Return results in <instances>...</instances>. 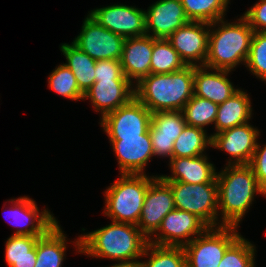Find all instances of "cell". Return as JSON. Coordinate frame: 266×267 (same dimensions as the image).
<instances>
[{"mask_svg":"<svg viewBox=\"0 0 266 267\" xmlns=\"http://www.w3.org/2000/svg\"><path fill=\"white\" fill-rule=\"evenodd\" d=\"M249 166L252 168L260 188L266 193V144L261 146L259 142L257 143Z\"/></svg>","mask_w":266,"mask_h":267,"instance_id":"36","label":"cell"},{"mask_svg":"<svg viewBox=\"0 0 266 267\" xmlns=\"http://www.w3.org/2000/svg\"><path fill=\"white\" fill-rule=\"evenodd\" d=\"M230 0H181L190 21L212 23L223 19Z\"/></svg>","mask_w":266,"mask_h":267,"instance_id":"30","label":"cell"},{"mask_svg":"<svg viewBox=\"0 0 266 267\" xmlns=\"http://www.w3.org/2000/svg\"><path fill=\"white\" fill-rule=\"evenodd\" d=\"M244 123L212 136L211 147L230 155L227 165H249L257 147L260 131Z\"/></svg>","mask_w":266,"mask_h":267,"instance_id":"14","label":"cell"},{"mask_svg":"<svg viewBox=\"0 0 266 267\" xmlns=\"http://www.w3.org/2000/svg\"><path fill=\"white\" fill-rule=\"evenodd\" d=\"M155 178L147 174H120L104 192L103 214L115 222L137 225L149 184Z\"/></svg>","mask_w":266,"mask_h":267,"instance_id":"5","label":"cell"},{"mask_svg":"<svg viewBox=\"0 0 266 267\" xmlns=\"http://www.w3.org/2000/svg\"><path fill=\"white\" fill-rule=\"evenodd\" d=\"M135 97L134 85L129 80H95L84 93L83 99H90L93 109L106 114L128 104Z\"/></svg>","mask_w":266,"mask_h":267,"instance_id":"18","label":"cell"},{"mask_svg":"<svg viewBox=\"0 0 266 267\" xmlns=\"http://www.w3.org/2000/svg\"><path fill=\"white\" fill-rule=\"evenodd\" d=\"M109 141L116 154L120 174H146L145 167L154 157L149 129L140 137Z\"/></svg>","mask_w":266,"mask_h":267,"instance_id":"16","label":"cell"},{"mask_svg":"<svg viewBox=\"0 0 266 267\" xmlns=\"http://www.w3.org/2000/svg\"><path fill=\"white\" fill-rule=\"evenodd\" d=\"M152 112L135 97L126 105L109 112L100 125L109 140H121V137H140L150 126Z\"/></svg>","mask_w":266,"mask_h":267,"instance_id":"9","label":"cell"},{"mask_svg":"<svg viewBox=\"0 0 266 267\" xmlns=\"http://www.w3.org/2000/svg\"><path fill=\"white\" fill-rule=\"evenodd\" d=\"M208 155L179 157L169 160L171 176L159 175L165 182L188 184L217 183L216 167L209 162Z\"/></svg>","mask_w":266,"mask_h":267,"instance_id":"21","label":"cell"},{"mask_svg":"<svg viewBox=\"0 0 266 267\" xmlns=\"http://www.w3.org/2000/svg\"><path fill=\"white\" fill-rule=\"evenodd\" d=\"M145 22L146 35L167 39L190 20L181 0H158L145 10Z\"/></svg>","mask_w":266,"mask_h":267,"instance_id":"17","label":"cell"},{"mask_svg":"<svg viewBox=\"0 0 266 267\" xmlns=\"http://www.w3.org/2000/svg\"><path fill=\"white\" fill-rule=\"evenodd\" d=\"M249 94L242 89L236 91L229 99L218 104L217 116L214 123L216 131L210 134L248 123L252 117V105Z\"/></svg>","mask_w":266,"mask_h":267,"instance_id":"23","label":"cell"},{"mask_svg":"<svg viewBox=\"0 0 266 267\" xmlns=\"http://www.w3.org/2000/svg\"><path fill=\"white\" fill-rule=\"evenodd\" d=\"M208 226L196 215L173 209L162 220L148 242L160 246H185L201 235Z\"/></svg>","mask_w":266,"mask_h":267,"instance_id":"10","label":"cell"},{"mask_svg":"<svg viewBox=\"0 0 266 267\" xmlns=\"http://www.w3.org/2000/svg\"><path fill=\"white\" fill-rule=\"evenodd\" d=\"M60 50L66 58L64 63L74 74L79 89L85 93L95 82V63L87 53L71 42L62 43Z\"/></svg>","mask_w":266,"mask_h":267,"instance_id":"25","label":"cell"},{"mask_svg":"<svg viewBox=\"0 0 266 267\" xmlns=\"http://www.w3.org/2000/svg\"><path fill=\"white\" fill-rule=\"evenodd\" d=\"M256 246L240 235L226 250L218 267H255Z\"/></svg>","mask_w":266,"mask_h":267,"instance_id":"33","label":"cell"},{"mask_svg":"<svg viewBox=\"0 0 266 267\" xmlns=\"http://www.w3.org/2000/svg\"><path fill=\"white\" fill-rule=\"evenodd\" d=\"M142 267H186V257L182 246H160L150 242L145 247Z\"/></svg>","mask_w":266,"mask_h":267,"instance_id":"29","label":"cell"},{"mask_svg":"<svg viewBox=\"0 0 266 267\" xmlns=\"http://www.w3.org/2000/svg\"><path fill=\"white\" fill-rule=\"evenodd\" d=\"M39 237L11 235L5 241V260L9 267H34Z\"/></svg>","mask_w":266,"mask_h":267,"instance_id":"26","label":"cell"},{"mask_svg":"<svg viewBox=\"0 0 266 267\" xmlns=\"http://www.w3.org/2000/svg\"><path fill=\"white\" fill-rule=\"evenodd\" d=\"M167 39L186 66H204L208 55L209 23L190 21Z\"/></svg>","mask_w":266,"mask_h":267,"instance_id":"12","label":"cell"},{"mask_svg":"<svg viewBox=\"0 0 266 267\" xmlns=\"http://www.w3.org/2000/svg\"><path fill=\"white\" fill-rule=\"evenodd\" d=\"M175 209L170 186L158 175L149 184L137 227L149 239L158 230L163 218Z\"/></svg>","mask_w":266,"mask_h":267,"instance_id":"15","label":"cell"},{"mask_svg":"<svg viewBox=\"0 0 266 267\" xmlns=\"http://www.w3.org/2000/svg\"><path fill=\"white\" fill-rule=\"evenodd\" d=\"M72 243L76 253L87 257L130 262L143 258L148 238L137 225L112 221L105 227L81 234Z\"/></svg>","mask_w":266,"mask_h":267,"instance_id":"1","label":"cell"},{"mask_svg":"<svg viewBox=\"0 0 266 267\" xmlns=\"http://www.w3.org/2000/svg\"><path fill=\"white\" fill-rule=\"evenodd\" d=\"M186 121L182 111L152 113L149 133L154 156L173 158V145L180 136Z\"/></svg>","mask_w":266,"mask_h":267,"instance_id":"19","label":"cell"},{"mask_svg":"<svg viewBox=\"0 0 266 267\" xmlns=\"http://www.w3.org/2000/svg\"><path fill=\"white\" fill-rule=\"evenodd\" d=\"M104 28L126 38L146 35L145 10L136 6L113 4L88 13Z\"/></svg>","mask_w":266,"mask_h":267,"instance_id":"11","label":"cell"},{"mask_svg":"<svg viewBox=\"0 0 266 267\" xmlns=\"http://www.w3.org/2000/svg\"><path fill=\"white\" fill-rule=\"evenodd\" d=\"M108 267H142V263L138 259V260L130 261V262H117Z\"/></svg>","mask_w":266,"mask_h":267,"instance_id":"38","label":"cell"},{"mask_svg":"<svg viewBox=\"0 0 266 267\" xmlns=\"http://www.w3.org/2000/svg\"><path fill=\"white\" fill-rule=\"evenodd\" d=\"M63 232L58 221L38 238L34 267H62L68 248L67 237Z\"/></svg>","mask_w":266,"mask_h":267,"instance_id":"24","label":"cell"},{"mask_svg":"<svg viewBox=\"0 0 266 267\" xmlns=\"http://www.w3.org/2000/svg\"><path fill=\"white\" fill-rule=\"evenodd\" d=\"M242 16L254 32H266V0H259Z\"/></svg>","mask_w":266,"mask_h":267,"instance_id":"37","label":"cell"},{"mask_svg":"<svg viewBox=\"0 0 266 267\" xmlns=\"http://www.w3.org/2000/svg\"><path fill=\"white\" fill-rule=\"evenodd\" d=\"M73 44L95 61L121 60L125 38L101 26L89 14Z\"/></svg>","mask_w":266,"mask_h":267,"instance_id":"8","label":"cell"},{"mask_svg":"<svg viewBox=\"0 0 266 267\" xmlns=\"http://www.w3.org/2000/svg\"><path fill=\"white\" fill-rule=\"evenodd\" d=\"M152 51L153 37L149 35L125 39L120 62L124 75L133 85L150 74Z\"/></svg>","mask_w":266,"mask_h":267,"instance_id":"20","label":"cell"},{"mask_svg":"<svg viewBox=\"0 0 266 267\" xmlns=\"http://www.w3.org/2000/svg\"><path fill=\"white\" fill-rule=\"evenodd\" d=\"M230 72L206 66H194V95L216 104L223 103L239 90L227 78Z\"/></svg>","mask_w":266,"mask_h":267,"instance_id":"22","label":"cell"},{"mask_svg":"<svg viewBox=\"0 0 266 267\" xmlns=\"http://www.w3.org/2000/svg\"><path fill=\"white\" fill-rule=\"evenodd\" d=\"M95 80H128L119 60H98L95 63Z\"/></svg>","mask_w":266,"mask_h":267,"instance_id":"35","label":"cell"},{"mask_svg":"<svg viewBox=\"0 0 266 267\" xmlns=\"http://www.w3.org/2000/svg\"><path fill=\"white\" fill-rule=\"evenodd\" d=\"M224 20L209 23L208 55L204 66L233 71L238 65H245L254 30L243 16L236 22Z\"/></svg>","mask_w":266,"mask_h":267,"instance_id":"4","label":"cell"},{"mask_svg":"<svg viewBox=\"0 0 266 267\" xmlns=\"http://www.w3.org/2000/svg\"><path fill=\"white\" fill-rule=\"evenodd\" d=\"M206 131L186 124L182 133L174 142L173 158L195 157L206 154V148L211 147L212 143V137Z\"/></svg>","mask_w":266,"mask_h":267,"instance_id":"27","label":"cell"},{"mask_svg":"<svg viewBox=\"0 0 266 267\" xmlns=\"http://www.w3.org/2000/svg\"><path fill=\"white\" fill-rule=\"evenodd\" d=\"M245 67L266 83V32H254Z\"/></svg>","mask_w":266,"mask_h":267,"instance_id":"34","label":"cell"},{"mask_svg":"<svg viewBox=\"0 0 266 267\" xmlns=\"http://www.w3.org/2000/svg\"><path fill=\"white\" fill-rule=\"evenodd\" d=\"M166 183L172 190L176 209L196 215L208 227L221 226L218 218L217 183Z\"/></svg>","mask_w":266,"mask_h":267,"instance_id":"6","label":"cell"},{"mask_svg":"<svg viewBox=\"0 0 266 267\" xmlns=\"http://www.w3.org/2000/svg\"><path fill=\"white\" fill-rule=\"evenodd\" d=\"M185 66L168 39L153 38L150 73L169 74L182 70Z\"/></svg>","mask_w":266,"mask_h":267,"instance_id":"28","label":"cell"},{"mask_svg":"<svg viewBox=\"0 0 266 267\" xmlns=\"http://www.w3.org/2000/svg\"><path fill=\"white\" fill-rule=\"evenodd\" d=\"M8 203L12 204L7 211L13 221L9 223L16 227L13 235L41 237L58 222L48 208L40 212L35 200L26 195Z\"/></svg>","mask_w":266,"mask_h":267,"instance_id":"13","label":"cell"},{"mask_svg":"<svg viewBox=\"0 0 266 267\" xmlns=\"http://www.w3.org/2000/svg\"><path fill=\"white\" fill-rule=\"evenodd\" d=\"M48 87L65 98L72 101L83 100L84 93L79 89L76 78L70 68L64 63L57 65L48 77Z\"/></svg>","mask_w":266,"mask_h":267,"instance_id":"32","label":"cell"},{"mask_svg":"<svg viewBox=\"0 0 266 267\" xmlns=\"http://www.w3.org/2000/svg\"><path fill=\"white\" fill-rule=\"evenodd\" d=\"M236 226L208 227L183 246L186 267H218L227 248L241 235Z\"/></svg>","mask_w":266,"mask_h":267,"instance_id":"7","label":"cell"},{"mask_svg":"<svg viewBox=\"0 0 266 267\" xmlns=\"http://www.w3.org/2000/svg\"><path fill=\"white\" fill-rule=\"evenodd\" d=\"M194 66L169 74H152L134 85L135 98L152 113L182 111L194 95Z\"/></svg>","mask_w":266,"mask_h":267,"instance_id":"3","label":"cell"},{"mask_svg":"<svg viewBox=\"0 0 266 267\" xmlns=\"http://www.w3.org/2000/svg\"><path fill=\"white\" fill-rule=\"evenodd\" d=\"M216 180L221 226L239 227L252 206L254 196L260 194L266 197L249 165H226L217 172Z\"/></svg>","mask_w":266,"mask_h":267,"instance_id":"2","label":"cell"},{"mask_svg":"<svg viewBox=\"0 0 266 267\" xmlns=\"http://www.w3.org/2000/svg\"><path fill=\"white\" fill-rule=\"evenodd\" d=\"M217 109L218 104L193 95L185 104L182 113L187 125L205 130V126L215 123Z\"/></svg>","mask_w":266,"mask_h":267,"instance_id":"31","label":"cell"}]
</instances>
